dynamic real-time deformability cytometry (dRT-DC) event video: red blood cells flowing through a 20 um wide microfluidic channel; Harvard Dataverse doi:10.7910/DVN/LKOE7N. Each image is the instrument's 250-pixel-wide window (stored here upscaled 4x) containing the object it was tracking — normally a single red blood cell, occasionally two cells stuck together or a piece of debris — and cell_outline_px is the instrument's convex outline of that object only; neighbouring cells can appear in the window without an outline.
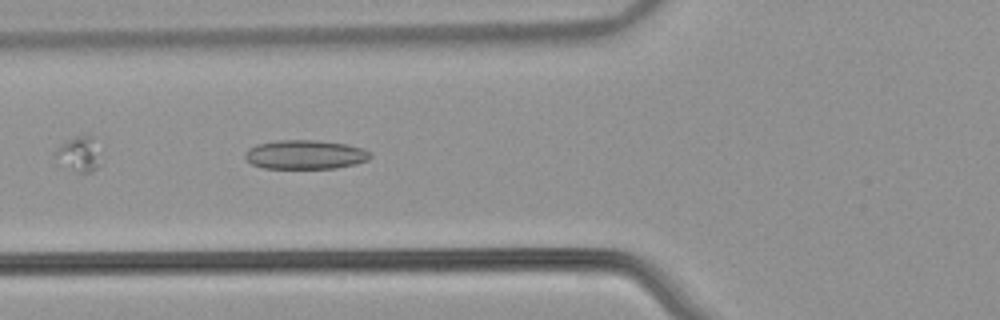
{"species": "common noctule bat (a hibernating species)", "species_latin": "Nyctalus noctula", "temperature_condition": "warm", "stored_images_in_passage": 52, "camera_frame_rate_fps": 3000, "um_per_image_px": 0.085, "animal": {"sex": "male", "body_mass_g": 21.5, "forearm_length_mm": 52.0}, "frame": {"image": 1, "passage_image": 20, "time_ms": 6.333, "image_size_px": [1000, 320], "cell_outline_px": [[372, 156], [368, 160], [356, 164], [336, 168], [264, 168], [252, 164], [244, 156], [244, 152], [248, 148], [256, 144], [276, 140], [316, 140], [348, 144], [364, 148]], "centroid_in_image_um": [25.94, 13.13], "position_along_channel_um": 99.9, "area_um2": 21.39}}
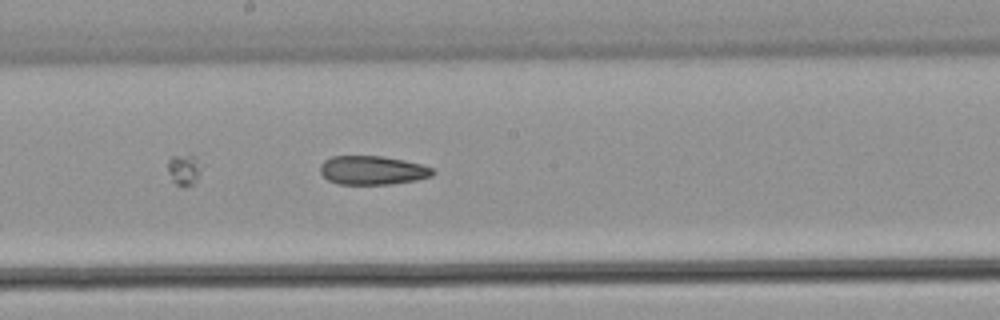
{"frame": {"image": 2, "passage_image": 29, "time_ms": 9.333, "image_size_px": [1000, 320], "cell_outline_px": [[436, 172], [432, 176], [416, 180], [388, 184], [340, 184], [328, 180], [320, 172], [320, 164], [324, 160], [332, 156], [384, 156], [404, 160], [420, 164], [432, 168]], "centroid_in_image_um": [31.65, 14.46], "position_along_channel_um": 216.5, "area_um2": 18.9}}
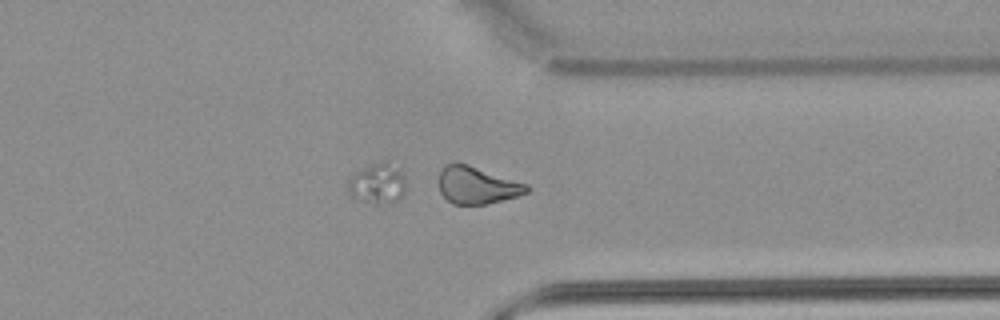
{"frame": {"image": 3, "passage_image": 41, "time_ms": 13.333, "image_size_px": [1000, 320], "cell_outline_px": [[528, 192], [516, 196], [484, 204], [452, 204], [440, 192], [440, 172], [444, 164], [468, 164], [528, 184]], "centroid_in_image_um": [40.54, 15.74], "position_along_channel_um": 370.9, "area_um2": 18.67}, "authors_computed_cell_mechanics": {"area_um2": 23.6402, "velocity_mm_per_s": 3.8839, "shape_relaxation_time_tau1_ms": null, "shape_relaxation_time_tau2_ms": 8.0177, "deformation_change_tau1": null, "deformation_change_tau2": 0.1744}}